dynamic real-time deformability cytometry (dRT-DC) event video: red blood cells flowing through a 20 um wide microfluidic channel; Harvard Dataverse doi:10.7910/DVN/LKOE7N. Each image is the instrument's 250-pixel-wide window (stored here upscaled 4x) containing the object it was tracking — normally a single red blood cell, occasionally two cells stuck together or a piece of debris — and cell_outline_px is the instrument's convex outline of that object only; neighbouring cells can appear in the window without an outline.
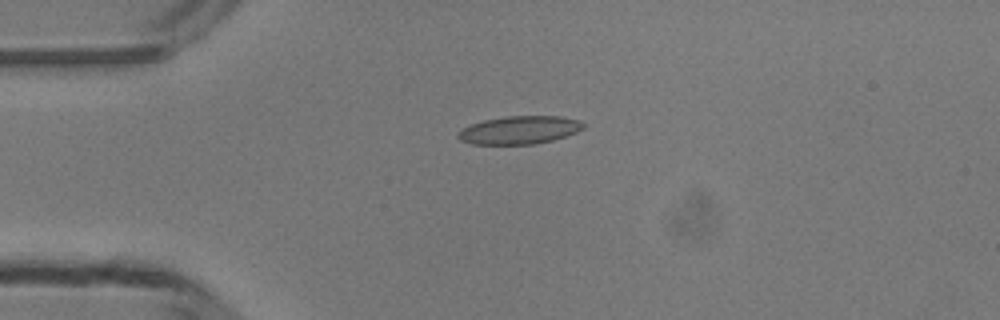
{"species": "common noctule bat (a hibernating species)", "species_latin": "Nyctalus noctula", "temperature_condition": "room temperature", "stored_images_in_passage": 39, "camera_frame_rate_fps": 3000, "um_per_image_px": 0.085, "animal": {"sex": "male", "body_mass_g": 13.3}, "frame": {"image": 1, "passage_image": 1, "time_ms": 0.0, "image_size_px": [1000, 320], "cell_outline_px": [[584, 128], [576, 132], [552, 140], [536, 144], [472, 144], [460, 140], [456, 136], [456, 132], [472, 124], [484, 120], [508, 116], [560, 116], [580, 120], [584, 124]], "centroid_in_image_um": [44.14, 11.05], "position_along_channel_um": 40.9, "area_um2": 20.4}}
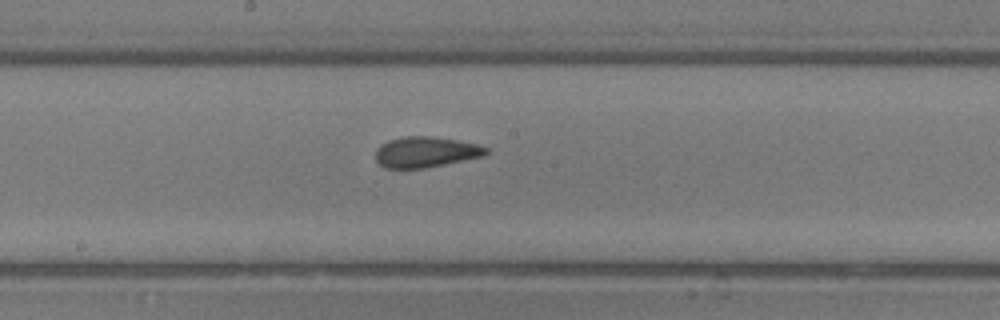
{"frame": {"image": 2, "passage_image": 15, "time_ms": 4.667, "image_size_px": [1000, 320], "cell_outline_px": [[488, 152], [484, 156], [424, 168], [384, 168], [376, 160], [376, 148], [380, 144], [388, 140], [404, 136], [432, 136], [456, 140], [476, 144], [488, 148]], "centroid_in_image_um": [36.15, 12.92], "position_along_channel_um": 212.0, "area_um2": 19.71}}
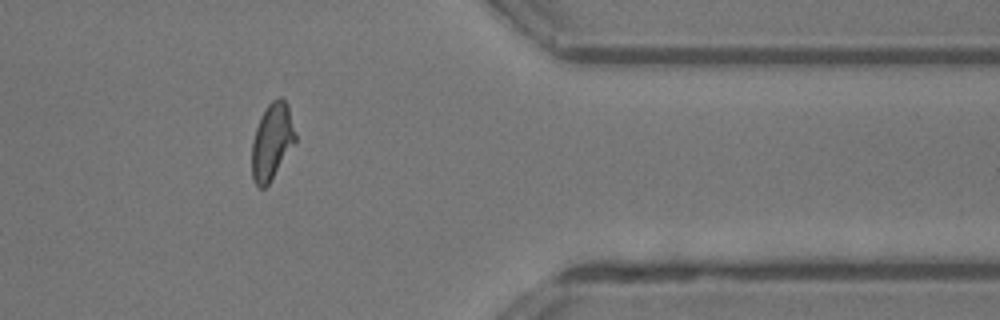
{"frame": {"image": 3, "passage_image": 29, "time_ms": 9.333, "image_size_px": [1000, 320], "cell_outline_px": [[296, 140], [268, 184], [264, 188], [260, 188], [252, 180], [252, 140], [256, 128], [268, 104], [272, 100], [280, 96], [288, 104], [296, 136]], "centroid_in_image_um": [23.11, 12.01], "position_along_channel_um": 388.3, "area_um2": 18.96}, "authors_computed_cell_mechanics": {"area_um2": 19.7098, "velocity_mm_per_s": 4.2021, "shape_relaxation_time_tau1_ms": 11.3925, "shape_relaxation_time_tau2_ms": 1.4135, "deformation_change_tau1": 0.2497, "deformation_change_tau2": 0.077}}